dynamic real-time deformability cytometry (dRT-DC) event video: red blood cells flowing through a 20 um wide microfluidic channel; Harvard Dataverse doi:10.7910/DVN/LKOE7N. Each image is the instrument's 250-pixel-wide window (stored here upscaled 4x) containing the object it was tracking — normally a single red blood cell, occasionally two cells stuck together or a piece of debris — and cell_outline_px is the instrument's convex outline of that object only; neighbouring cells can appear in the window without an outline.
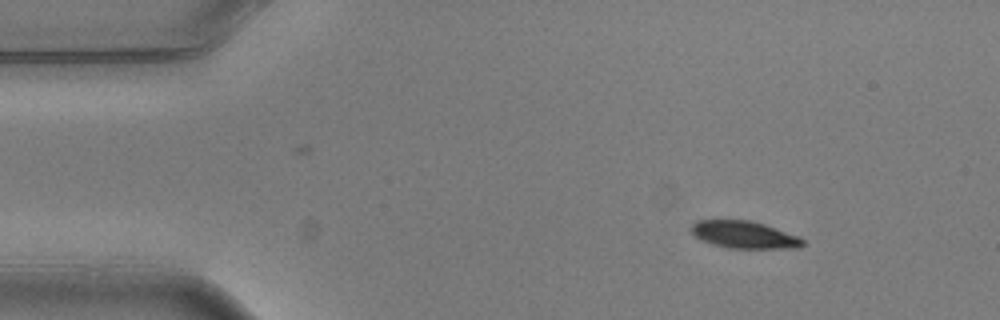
{"species": "common noctule bat (a hibernating species)", "species_latin": "Nyctalus noctula", "temperature_condition": "warm", "stored_images_in_passage": 5, "camera_frame_rate_fps": 3000, "um_per_image_px": 0.085, "animal": {"sex": "male", "body_mass_g": 20.5, "forearm_length_mm": 52.5}, "frame": {"image": 1, "passage_image": 1, "time_ms": 0.0, "image_size_px": [1000, 320], "cell_outline_px": [[804, 244], [800, 248], [728, 248], [712, 244], [700, 240], [688, 228], [696, 220], [752, 220], [800, 236], [804, 240]], "centroid_in_image_um": [63.25, 19.95], "position_along_channel_um": 21.7, "area_um2": 17.92}}
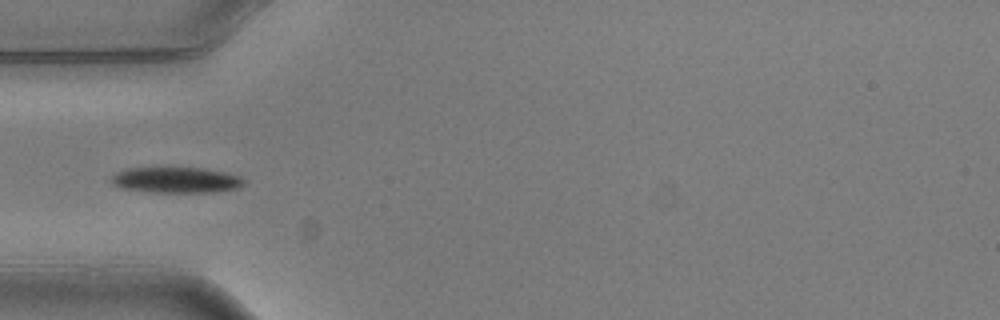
{"frame": {"image": 2, "passage_image": 4, "time_ms": 1.0, "image_size_px": [1000, 320], "cell_outline_px": [[244, 184], [240, 188], [216, 192], [148, 192], [120, 188], [112, 184], [108, 180], [116, 172], [128, 168], [204, 168], [224, 172], [240, 176], [244, 180]], "centroid_in_image_um": [14.95, 15.31], "position_along_channel_um": 70.1, "area_um2": 20.11}}
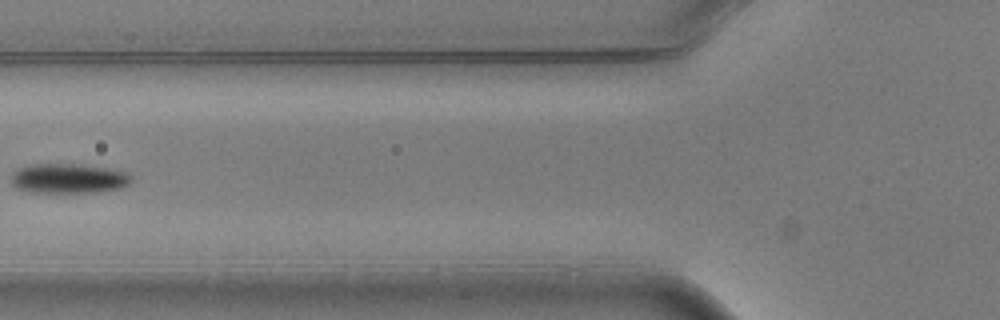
{"frame": {"image": 3, "passage_image": 5, "time_ms": 1.333, "image_size_px": [1000, 320], "cell_outline_px": [[132, 180], [124, 188], [96, 192], [28, 192], [16, 188], [12, 184], [12, 176], [20, 168], [32, 164], [72, 164], [104, 168], [128, 172], [132, 176]], "centroid_in_image_um": [5.86, 15.18], "position_along_channel_um": 119.9, "area_um2": 20.63}}